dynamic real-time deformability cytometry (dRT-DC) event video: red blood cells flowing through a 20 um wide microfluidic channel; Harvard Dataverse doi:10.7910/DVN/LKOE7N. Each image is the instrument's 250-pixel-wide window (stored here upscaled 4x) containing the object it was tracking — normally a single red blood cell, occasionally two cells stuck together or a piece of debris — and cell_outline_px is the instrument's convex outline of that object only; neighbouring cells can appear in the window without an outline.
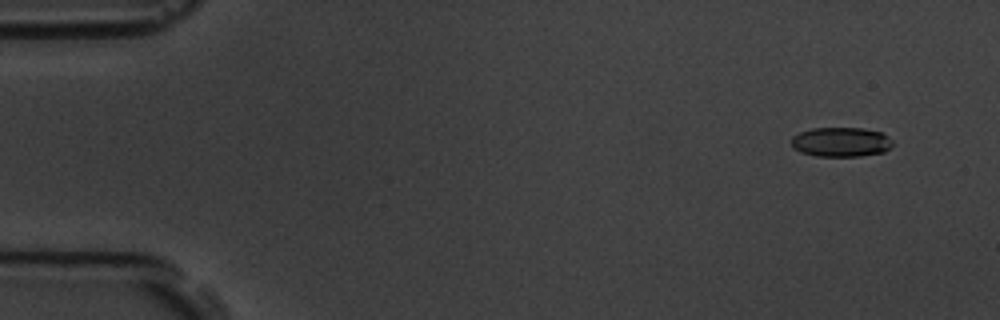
{"species": "common noctule bat (a hibernating species)", "species_latin": "Nyctalus noctula", "temperature_condition": "room temperature", "stored_images_in_passage": 5, "camera_frame_rate_fps": 3000, "um_per_image_px": 0.085, "animal": {"sex": "male", "body_mass_g": 19.5, "forearm_length_mm": 54.6}, "frame": {"image": 1, "passage_image": 2, "time_ms": 1.0, "image_size_px": [1000, 320], "cell_outline_px": [[892, 144], [884, 152], [860, 156], [816, 156], [800, 152], [792, 148], [792, 136], [800, 132], [812, 128], [864, 128], [880, 132], [892, 140]], "centroid_in_image_um": [71.45, 12.07], "position_along_channel_um": 13.6, "area_um2": 17.4}}
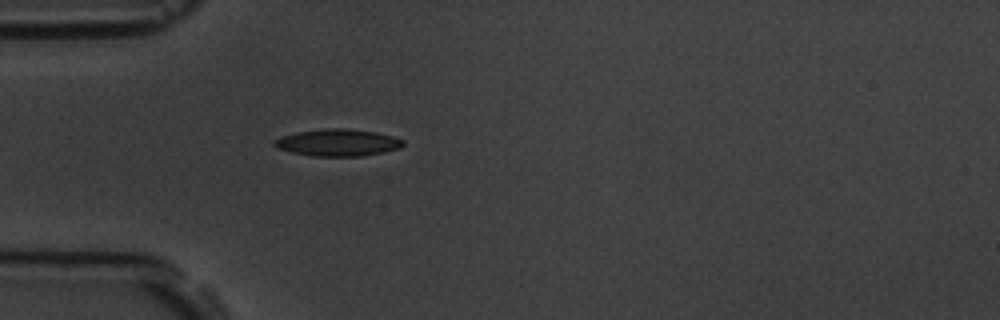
{"frame": {"image": 2, "passage_image": 5, "time_ms": 5.333, "image_size_px": [1000, 320], "cell_outline_px": [[404, 144], [400, 148], [384, 152], [360, 156], [312, 156], [292, 152], [276, 148], [272, 144], [272, 140], [296, 132], [324, 128], [344, 128], [376, 132], [392, 136], [404, 140]], "centroid_in_image_um": [28.69, 12.12], "position_along_channel_um": 56.3, "area_um2": 20.29}}